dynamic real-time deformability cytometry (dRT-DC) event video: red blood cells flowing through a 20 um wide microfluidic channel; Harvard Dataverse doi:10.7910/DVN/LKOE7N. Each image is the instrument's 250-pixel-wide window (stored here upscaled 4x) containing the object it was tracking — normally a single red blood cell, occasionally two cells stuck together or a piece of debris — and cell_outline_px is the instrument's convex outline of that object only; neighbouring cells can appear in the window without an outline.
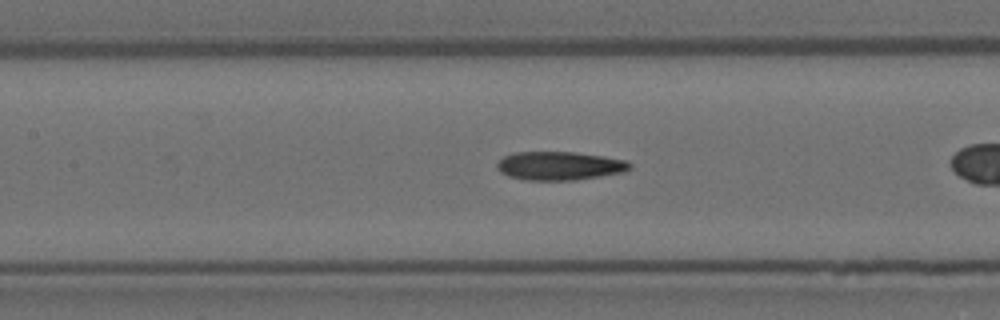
{"species": "Egyptian fruit bat (a non-hibernating species)", "species_latin": "Rousettus aegyptiacus", "temperature_condition": "room temperature", "stored_images_in_passage": 27, "camera_frame_rate_fps": 3000, "um_per_image_px": 0.085, "animal": {"sex": "female"}, "frame": {"image": 1, "passage_image": 8, "time_ms": 2.333, "image_size_px": [1000, 320], "cell_outline_px": [[632, 168], [624, 172], [576, 180], [528, 180], [508, 176], [500, 172], [496, 168], [496, 164], [504, 156], [516, 152], [572, 152], [604, 156], [628, 160], [632, 164]], "centroid_in_image_um": [47.59, 14.09], "position_along_channel_um": 159.8, "area_um2": 22.2}}